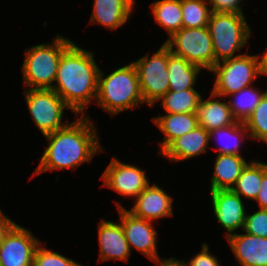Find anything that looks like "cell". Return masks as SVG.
Listing matches in <instances>:
<instances>
[{
    "label": "cell",
    "instance_id": "d590c367",
    "mask_svg": "<svg viewBox=\"0 0 267 266\" xmlns=\"http://www.w3.org/2000/svg\"><path fill=\"white\" fill-rule=\"evenodd\" d=\"M152 261L156 262L159 266H184L183 260H177L173 257L165 260L157 258Z\"/></svg>",
    "mask_w": 267,
    "mask_h": 266
},
{
    "label": "cell",
    "instance_id": "e575fe53",
    "mask_svg": "<svg viewBox=\"0 0 267 266\" xmlns=\"http://www.w3.org/2000/svg\"><path fill=\"white\" fill-rule=\"evenodd\" d=\"M16 223L10 220L7 216L2 213L0 210V244L4 240V237L6 234L11 230V228L15 225Z\"/></svg>",
    "mask_w": 267,
    "mask_h": 266
},
{
    "label": "cell",
    "instance_id": "9c48e42d",
    "mask_svg": "<svg viewBox=\"0 0 267 266\" xmlns=\"http://www.w3.org/2000/svg\"><path fill=\"white\" fill-rule=\"evenodd\" d=\"M25 98L32 119L44 136L68 124L62 122V117L70 107L53 89H27Z\"/></svg>",
    "mask_w": 267,
    "mask_h": 266
},
{
    "label": "cell",
    "instance_id": "44dd1931",
    "mask_svg": "<svg viewBox=\"0 0 267 266\" xmlns=\"http://www.w3.org/2000/svg\"><path fill=\"white\" fill-rule=\"evenodd\" d=\"M214 165L210 191L232 189L247 162L241 155L218 154Z\"/></svg>",
    "mask_w": 267,
    "mask_h": 266
},
{
    "label": "cell",
    "instance_id": "8fae6325",
    "mask_svg": "<svg viewBox=\"0 0 267 266\" xmlns=\"http://www.w3.org/2000/svg\"><path fill=\"white\" fill-rule=\"evenodd\" d=\"M101 179L104 186L124 196L137 197L149 184L145 171L113 157Z\"/></svg>",
    "mask_w": 267,
    "mask_h": 266
},
{
    "label": "cell",
    "instance_id": "e0dca14e",
    "mask_svg": "<svg viewBox=\"0 0 267 266\" xmlns=\"http://www.w3.org/2000/svg\"><path fill=\"white\" fill-rule=\"evenodd\" d=\"M210 132L198 126L187 134L175 139L162 153L172 162L182 161L206 152Z\"/></svg>",
    "mask_w": 267,
    "mask_h": 266
},
{
    "label": "cell",
    "instance_id": "ba28073f",
    "mask_svg": "<svg viewBox=\"0 0 267 266\" xmlns=\"http://www.w3.org/2000/svg\"><path fill=\"white\" fill-rule=\"evenodd\" d=\"M138 73L143 101L154 106L169 91L168 46L164 43L149 59L148 54L133 62Z\"/></svg>",
    "mask_w": 267,
    "mask_h": 266
},
{
    "label": "cell",
    "instance_id": "83f0119b",
    "mask_svg": "<svg viewBox=\"0 0 267 266\" xmlns=\"http://www.w3.org/2000/svg\"><path fill=\"white\" fill-rule=\"evenodd\" d=\"M247 132L248 131H247V127H246L245 123L237 121L235 124L211 130L210 131V140L214 136H215V138L218 137L220 140H222V139L224 140L227 138V140L230 143L228 142L225 145L223 144L219 148V154L240 155L239 154V148L241 146L239 144L240 143L239 139H241L240 136H242V135H243L242 136L243 138H244V136L248 135L249 133H247ZM232 138L235 141L234 144L231 143V140H233Z\"/></svg>",
    "mask_w": 267,
    "mask_h": 266
},
{
    "label": "cell",
    "instance_id": "7402d4cb",
    "mask_svg": "<svg viewBox=\"0 0 267 266\" xmlns=\"http://www.w3.org/2000/svg\"><path fill=\"white\" fill-rule=\"evenodd\" d=\"M168 78L169 91L179 92L185 89H194L197 74L201 67L189 63L182 57L173 54L168 47Z\"/></svg>",
    "mask_w": 267,
    "mask_h": 266
},
{
    "label": "cell",
    "instance_id": "836d02e7",
    "mask_svg": "<svg viewBox=\"0 0 267 266\" xmlns=\"http://www.w3.org/2000/svg\"><path fill=\"white\" fill-rule=\"evenodd\" d=\"M255 201L259 203L260 209H267V171L262 176L259 193Z\"/></svg>",
    "mask_w": 267,
    "mask_h": 266
},
{
    "label": "cell",
    "instance_id": "603a6c76",
    "mask_svg": "<svg viewBox=\"0 0 267 266\" xmlns=\"http://www.w3.org/2000/svg\"><path fill=\"white\" fill-rule=\"evenodd\" d=\"M267 171V164L251 161L247 163L241 171L240 176L236 180L235 186L232 191L241 197L244 196L249 199L255 200L259 193L262 176Z\"/></svg>",
    "mask_w": 267,
    "mask_h": 266
},
{
    "label": "cell",
    "instance_id": "f546056e",
    "mask_svg": "<svg viewBox=\"0 0 267 266\" xmlns=\"http://www.w3.org/2000/svg\"><path fill=\"white\" fill-rule=\"evenodd\" d=\"M33 266H83L74 260H71L63 255L53 252L51 250L45 249L44 247H37Z\"/></svg>",
    "mask_w": 267,
    "mask_h": 266
},
{
    "label": "cell",
    "instance_id": "5bb4252c",
    "mask_svg": "<svg viewBox=\"0 0 267 266\" xmlns=\"http://www.w3.org/2000/svg\"><path fill=\"white\" fill-rule=\"evenodd\" d=\"M135 199V205L127 210L135 217L152 221L173 215V198L156 184H149Z\"/></svg>",
    "mask_w": 267,
    "mask_h": 266
},
{
    "label": "cell",
    "instance_id": "cb8c5ba5",
    "mask_svg": "<svg viewBox=\"0 0 267 266\" xmlns=\"http://www.w3.org/2000/svg\"><path fill=\"white\" fill-rule=\"evenodd\" d=\"M151 6L156 22L168 31L170 37L182 28L181 0H158Z\"/></svg>",
    "mask_w": 267,
    "mask_h": 266
},
{
    "label": "cell",
    "instance_id": "d6a6232c",
    "mask_svg": "<svg viewBox=\"0 0 267 266\" xmlns=\"http://www.w3.org/2000/svg\"><path fill=\"white\" fill-rule=\"evenodd\" d=\"M184 266H220L217 258L209 254L208 244L204 243L200 253L194 256L187 264L183 261Z\"/></svg>",
    "mask_w": 267,
    "mask_h": 266
},
{
    "label": "cell",
    "instance_id": "8d00e7d4",
    "mask_svg": "<svg viewBox=\"0 0 267 266\" xmlns=\"http://www.w3.org/2000/svg\"><path fill=\"white\" fill-rule=\"evenodd\" d=\"M261 68H262V75H267V50L264 52V55L261 56Z\"/></svg>",
    "mask_w": 267,
    "mask_h": 266
},
{
    "label": "cell",
    "instance_id": "f1b7e54d",
    "mask_svg": "<svg viewBox=\"0 0 267 266\" xmlns=\"http://www.w3.org/2000/svg\"><path fill=\"white\" fill-rule=\"evenodd\" d=\"M244 123L250 132L248 136L267 143V92Z\"/></svg>",
    "mask_w": 267,
    "mask_h": 266
},
{
    "label": "cell",
    "instance_id": "4dcf8cb0",
    "mask_svg": "<svg viewBox=\"0 0 267 266\" xmlns=\"http://www.w3.org/2000/svg\"><path fill=\"white\" fill-rule=\"evenodd\" d=\"M243 230L251 235L267 238V209L246 215Z\"/></svg>",
    "mask_w": 267,
    "mask_h": 266
},
{
    "label": "cell",
    "instance_id": "3957f363",
    "mask_svg": "<svg viewBox=\"0 0 267 266\" xmlns=\"http://www.w3.org/2000/svg\"><path fill=\"white\" fill-rule=\"evenodd\" d=\"M99 72L97 104L112 115L144 103L138 73L133 62L112 71L107 77Z\"/></svg>",
    "mask_w": 267,
    "mask_h": 266
},
{
    "label": "cell",
    "instance_id": "9a60e30c",
    "mask_svg": "<svg viewBox=\"0 0 267 266\" xmlns=\"http://www.w3.org/2000/svg\"><path fill=\"white\" fill-rule=\"evenodd\" d=\"M227 241L242 266H267V238L234 233Z\"/></svg>",
    "mask_w": 267,
    "mask_h": 266
},
{
    "label": "cell",
    "instance_id": "52a82bcc",
    "mask_svg": "<svg viewBox=\"0 0 267 266\" xmlns=\"http://www.w3.org/2000/svg\"><path fill=\"white\" fill-rule=\"evenodd\" d=\"M165 44L176 56L189 63L211 70L215 65L214 49L207 27L181 28ZM175 46V49L173 47Z\"/></svg>",
    "mask_w": 267,
    "mask_h": 266
},
{
    "label": "cell",
    "instance_id": "2e32d148",
    "mask_svg": "<svg viewBox=\"0 0 267 266\" xmlns=\"http://www.w3.org/2000/svg\"><path fill=\"white\" fill-rule=\"evenodd\" d=\"M98 228L99 261L111 259L128 261L132 251H130L121 223H113L103 219Z\"/></svg>",
    "mask_w": 267,
    "mask_h": 266
},
{
    "label": "cell",
    "instance_id": "ac0fdd59",
    "mask_svg": "<svg viewBox=\"0 0 267 266\" xmlns=\"http://www.w3.org/2000/svg\"><path fill=\"white\" fill-rule=\"evenodd\" d=\"M211 93L209 99L201 98L197 107L196 115L199 125L210 132L213 129L235 124L237 120L232 114L229 102H221L217 94Z\"/></svg>",
    "mask_w": 267,
    "mask_h": 266
},
{
    "label": "cell",
    "instance_id": "7a4b0ae2",
    "mask_svg": "<svg viewBox=\"0 0 267 266\" xmlns=\"http://www.w3.org/2000/svg\"><path fill=\"white\" fill-rule=\"evenodd\" d=\"M99 72L94 53L72 42L61 55L52 89L76 115H84L86 105L96 100Z\"/></svg>",
    "mask_w": 267,
    "mask_h": 266
},
{
    "label": "cell",
    "instance_id": "6da1fadb",
    "mask_svg": "<svg viewBox=\"0 0 267 266\" xmlns=\"http://www.w3.org/2000/svg\"><path fill=\"white\" fill-rule=\"evenodd\" d=\"M89 119L87 114L80 115L73 123L44 136L49 145L35 169L36 176L49 170L75 169L103 150L96 128Z\"/></svg>",
    "mask_w": 267,
    "mask_h": 266
},
{
    "label": "cell",
    "instance_id": "1f68e13d",
    "mask_svg": "<svg viewBox=\"0 0 267 266\" xmlns=\"http://www.w3.org/2000/svg\"><path fill=\"white\" fill-rule=\"evenodd\" d=\"M211 6V12L218 13H241L242 9L239 6L243 0H206Z\"/></svg>",
    "mask_w": 267,
    "mask_h": 266
},
{
    "label": "cell",
    "instance_id": "4fadbf2b",
    "mask_svg": "<svg viewBox=\"0 0 267 266\" xmlns=\"http://www.w3.org/2000/svg\"><path fill=\"white\" fill-rule=\"evenodd\" d=\"M216 219L227 230L226 238L233 235L238 228L245 224V205L242 197L231 189L210 191Z\"/></svg>",
    "mask_w": 267,
    "mask_h": 266
},
{
    "label": "cell",
    "instance_id": "30bf717a",
    "mask_svg": "<svg viewBox=\"0 0 267 266\" xmlns=\"http://www.w3.org/2000/svg\"><path fill=\"white\" fill-rule=\"evenodd\" d=\"M39 245L42 242L28 229L15 224L0 244V266H33Z\"/></svg>",
    "mask_w": 267,
    "mask_h": 266
},
{
    "label": "cell",
    "instance_id": "5b68a950",
    "mask_svg": "<svg viewBox=\"0 0 267 266\" xmlns=\"http://www.w3.org/2000/svg\"><path fill=\"white\" fill-rule=\"evenodd\" d=\"M207 28L213 43L215 64L242 55L234 54L246 46L251 36V28L241 13L211 12Z\"/></svg>",
    "mask_w": 267,
    "mask_h": 266
},
{
    "label": "cell",
    "instance_id": "d4e9b609",
    "mask_svg": "<svg viewBox=\"0 0 267 266\" xmlns=\"http://www.w3.org/2000/svg\"><path fill=\"white\" fill-rule=\"evenodd\" d=\"M202 96L195 89L168 91L159 100L166 113H196Z\"/></svg>",
    "mask_w": 267,
    "mask_h": 266
},
{
    "label": "cell",
    "instance_id": "7c38bea8",
    "mask_svg": "<svg viewBox=\"0 0 267 266\" xmlns=\"http://www.w3.org/2000/svg\"><path fill=\"white\" fill-rule=\"evenodd\" d=\"M116 203L130 251L134 247L151 260L159 258L156 249L157 232L153 228L152 222L133 216L119 202Z\"/></svg>",
    "mask_w": 267,
    "mask_h": 266
},
{
    "label": "cell",
    "instance_id": "d6986e66",
    "mask_svg": "<svg viewBox=\"0 0 267 266\" xmlns=\"http://www.w3.org/2000/svg\"><path fill=\"white\" fill-rule=\"evenodd\" d=\"M135 0H94L90 23H99L111 30L126 23Z\"/></svg>",
    "mask_w": 267,
    "mask_h": 266
},
{
    "label": "cell",
    "instance_id": "8992f818",
    "mask_svg": "<svg viewBox=\"0 0 267 266\" xmlns=\"http://www.w3.org/2000/svg\"><path fill=\"white\" fill-rule=\"evenodd\" d=\"M261 57L257 55L242 54L238 57L218 62L211 68L215 73L213 93L225 96L237 93L243 88L252 85L257 76L262 75Z\"/></svg>",
    "mask_w": 267,
    "mask_h": 266
},
{
    "label": "cell",
    "instance_id": "ffe728a7",
    "mask_svg": "<svg viewBox=\"0 0 267 266\" xmlns=\"http://www.w3.org/2000/svg\"><path fill=\"white\" fill-rule=\"evenodd\" d=\"M164 134L161 143V154L175 139L192 131L199 126L196 113H167L164 116L153 118Z\"/></svg>",
    "mask_w": 267,
    "mask_h": 266
},
{
    "label": "cell",
    "instance_id": "4316f807",
    "mask_svg": "<svg viewBox=\"0 0 267 266\" xmlns=\"http://www.w3.org/2000/svg\"><path fill=\"white\" fill-rule=\"evenodd\" d=\"M182 27L202 28L207 27L211 9L205 0H181Z\"/></svg>",
    "mask_w": 267,
    "mask_h": 266
},
{
    "label": "cell",
    "instance_id": "277c9868",
    "mask_svg": "<svg viewBox=\"0 0 267 266\" xmlns=\"http://www.w3.org/2000/svg\"><path fill=\"white\" fill-rule=\"evenodd\" d=\"M53 41V45L38 44L26 49L22 72L23 85L28 89L53 88L61 55L72 43L63 36H56Z\"/></svg>",
    "mask_w": 267,
    "mask_h": 266
},
{
    "label": "cell",
    "instance_id": "484cf974",
    "mask_svg": "<svg viewBox=\"0 0 267 266\" xmlns=\"http://www.w3.org/2000/svg\"><path fill=\"white\" fill-rule=\"evenodd\" d=\"M267 92L260 93V91L249 86L243 88L237 93L231 94L235 96L233 101H229V107L232 111L233 116L239 122H245L253 113L256 106L260 103L261 98Z\"/></svg>",
    "mask_w": 267,
    "mask_h": 266
}]
</instances>
